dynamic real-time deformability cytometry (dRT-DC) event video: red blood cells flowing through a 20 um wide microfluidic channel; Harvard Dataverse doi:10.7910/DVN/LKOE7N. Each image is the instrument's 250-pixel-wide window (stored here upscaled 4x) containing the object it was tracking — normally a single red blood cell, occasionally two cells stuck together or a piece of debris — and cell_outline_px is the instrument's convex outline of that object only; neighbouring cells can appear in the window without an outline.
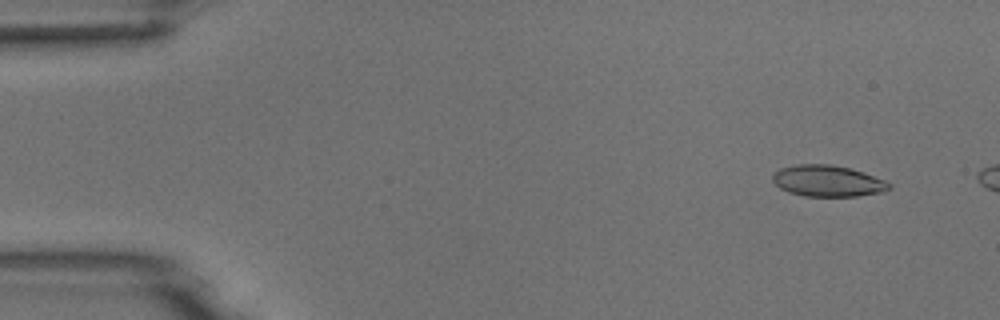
{"species": "common noctule bat (a hibernating species)", "species_latin": "Nyctalus noctula", "temperature_condition": "room temperature", "stored_images_in_passage": 4, "camera_frame_rate_fps": 3000, "um_per_image_px": 0.085, "animal": {"sex": "male", "body_mass_g": 18.8}, "frame": {"image": 1, "passage_image": 2, "time_ms": 1.0, "image_size_px": [1000, 320], "cell_outline_px": [[892, 188], [880, 192], [856, 196], [804, 196], [788, 192], [780, 188], [772, 180], [772, 172], [780, 168], [796, 164], [832, 164], [864, 172], [884, 180], [892, 184]], "centroid_in_image_um": [70.32, 15.37], "position_along_channel_um": 14.7, "area_um2": 21.33}}